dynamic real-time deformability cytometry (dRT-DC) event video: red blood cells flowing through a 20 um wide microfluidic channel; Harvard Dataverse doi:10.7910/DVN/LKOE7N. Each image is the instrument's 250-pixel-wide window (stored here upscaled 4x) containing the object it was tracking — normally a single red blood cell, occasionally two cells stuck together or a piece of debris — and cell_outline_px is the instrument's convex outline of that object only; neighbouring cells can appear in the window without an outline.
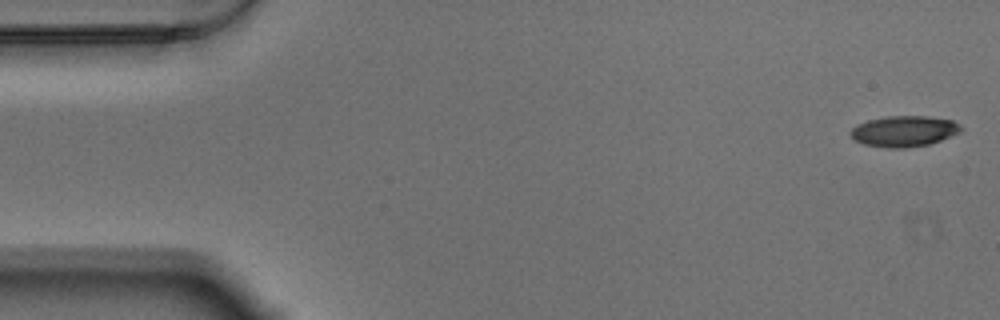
{"species": "Egyptian fruit bat (a non-hibernating species)", "species_latin": "Rousettus aegyptiacus", "temperature_condition": "warm", "stored_images_in_passage": 57, "camera_frame_rate_fps": 3000, "um_per_image_px": 0.085, "animal": {"sex": "male"}, "frame": {"image": 1, "passage_image": 1, "time_ms": 0.0, "image_size_px": [1000, 320], "cell_outline_px": [[964, 128], [960, 132], [940, 140], [928, 144], [904, 148], [888, 148], [864, 144], [852, 140], [848, 132], [856, 124], [868, 120], [888, 116], [928, 116], [952, 120], [960, 124]], "centroid_in_image_um": [76.81, 11.15], "position_along_channel_um": 8.2, "area_um2": 20.0}}
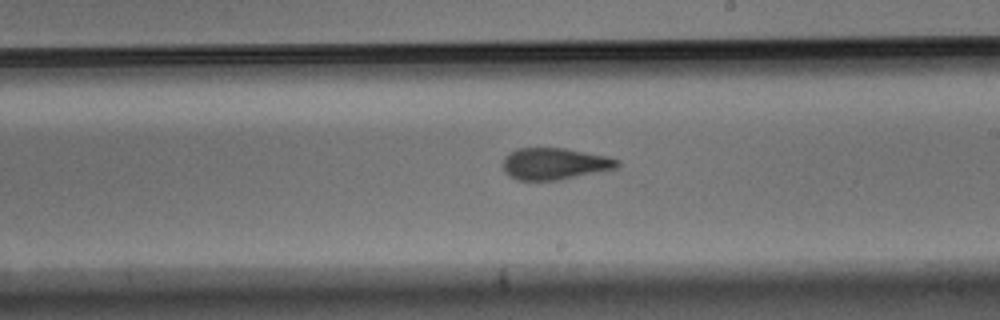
{"frame": {"image": 2, "passage_image": 32, "time_ms": 10.333, "image_size_px": [1000, 320], "cell_outline_px": [[620, 164], [616, 168], [560, 180], [516, 180], [504, 172], [504, 156], [508, 152], [516, 148], [564, 148], [608, 156], [620, 160]], "centroid_in_image_um": [47.13, 13.91], "position_along_channel_um": 241.9, "area_um2": 21.21}}
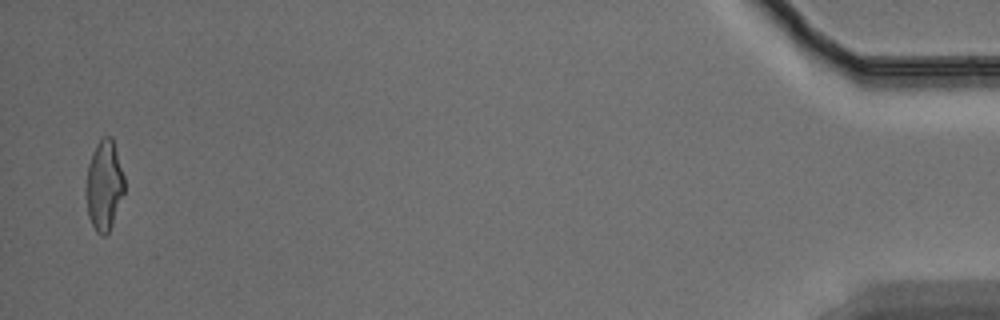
{"frame": {"image": 3, "passage_image": 56, "time_ms": 18.333, "image_size_px": [1000, 320], "cell_outline_px": [[124, 192], [112, 224], [108, 232], [104, 236], [100, 236], [96, 232], [88, 216], [88, 164], [92, 152], [96, 144], [104, 136], [112, 136], [124, 176]], "centroid_in_image_um": [8.88, 15.74], "position_along_channel_um": 426.3, "area_um2": 19.59}, "authors_computed_cell_mechanics": {"area_um2": 21.097, "velocity_mm_per_s": 3.4774, "shape_relaxation_time_tau1_ms": 6.8944, "shape_relaxation_time_tau2_ms": 1.444, "deformation_change_tau1": 0.2244, "deformation_change_tau2": 0.0959}}